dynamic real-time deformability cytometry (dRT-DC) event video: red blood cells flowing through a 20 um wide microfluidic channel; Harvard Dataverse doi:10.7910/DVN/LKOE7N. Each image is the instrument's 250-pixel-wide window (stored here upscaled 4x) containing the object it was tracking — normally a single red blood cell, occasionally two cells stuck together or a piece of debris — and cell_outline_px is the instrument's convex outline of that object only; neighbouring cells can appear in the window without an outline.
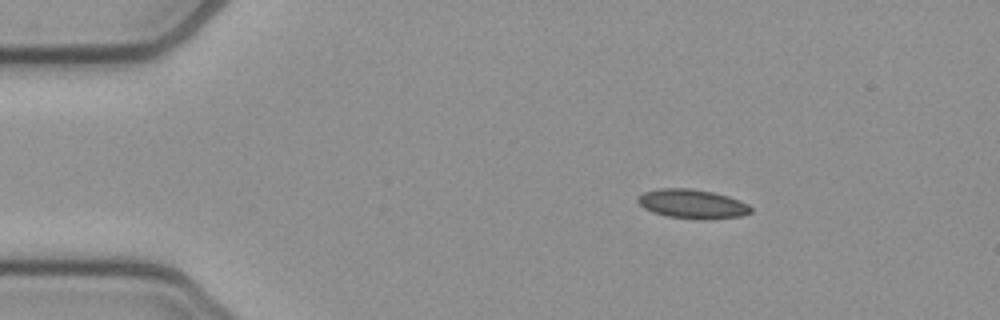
{"species": "common noctule bat (a hibernating species)", "species_latin": "Nyctalus noctula", "temperature_condition": "cold", "stored_images_in_passage": 46, "camera_frame_rate_fps": 3000, "um_per_image_px": 0.085, "animal": {"sex": "female", "body_mass_g": 21.9}, "frame": {"image": 1, "passage_image": 1, "time_ms": 0.0, "image_size_px": [1000, 320], "cell_outline_px": [[752, 212], [740, 216], [708, 220], [700, 220], [668, 216], [652, 212], [644, 208], [636, 200], [636, 196], [644, 192], [660, 188], [688, 188], [712, 192], [728, 196], [740, 200], [748, 204], [752, 208]], "centroid_in_image_um": [58.84, 17.34], "position_along_channel_um": 26.2, "area_um2": 19.36}}
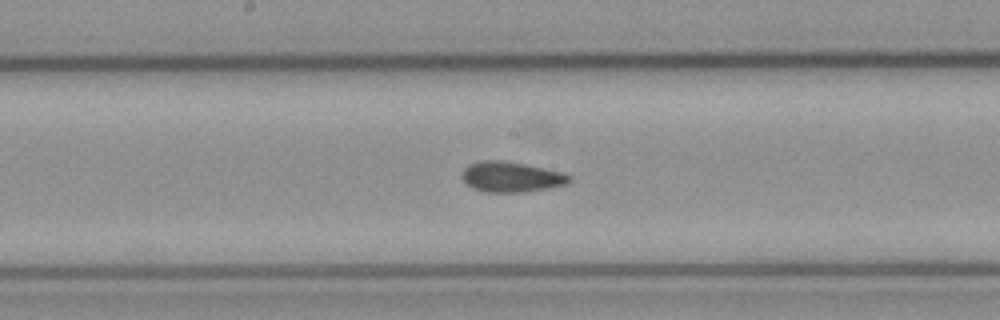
{"frame": {"image": 2, "passage_image": 20, "time_ms": 6.333, "image_size_px": [1000, 320], "cell_outline_px": [[572, 180], [564, 184], [548, 188], [524, 192], [488, 192], [472, 188], [460, 176], [464, 168], [468, 164], [480, 160], [504, 160], [524, 164], [560, 172], [572, 176]], "centroid_in_image_um": [43.41, 15.03], "position_along_channel_um": 204.8, "area_um2": 18.9}}
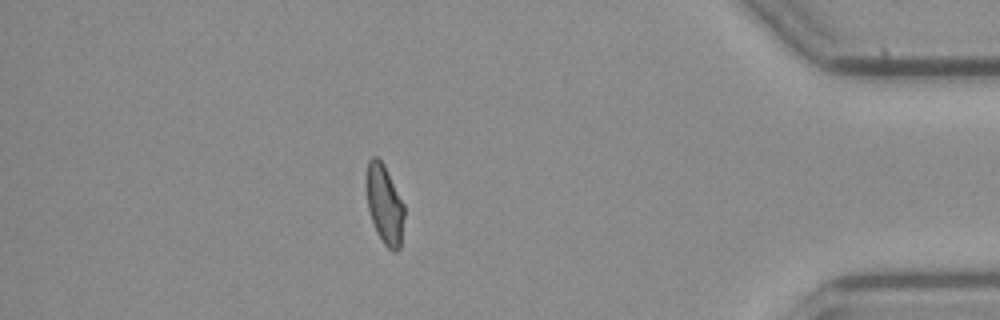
{"frame": {"image": 3, "passage_image": 39, "time_ms": 12.667, "image_size_px": [1000, 320], "cell_outline_px": [[404, 216], [400, 248], [396, 252], [392, 252], [384, 244], [376, 232], [368, 208], [364, 188], [364, 180], [368, 160], [372, 156], [376, 156], [384, 164], [404, 204]], "centroid_in_image_um": [32.65, 17.34], "position_along_channel_um": 402.6, "area_um2": 17.92}, "authors_computed_cell_mechanics": {"area_um2": 18.496, "velocity_mm_per_s": 3.8334, "shape_relaxation_time_tau1_ms": 8.0901, "shape_relaxation_time_tau2_ms": 1.3879, "deformation_change_tau1": 0.1732, "deformation_change_tau2": 0.0797}}